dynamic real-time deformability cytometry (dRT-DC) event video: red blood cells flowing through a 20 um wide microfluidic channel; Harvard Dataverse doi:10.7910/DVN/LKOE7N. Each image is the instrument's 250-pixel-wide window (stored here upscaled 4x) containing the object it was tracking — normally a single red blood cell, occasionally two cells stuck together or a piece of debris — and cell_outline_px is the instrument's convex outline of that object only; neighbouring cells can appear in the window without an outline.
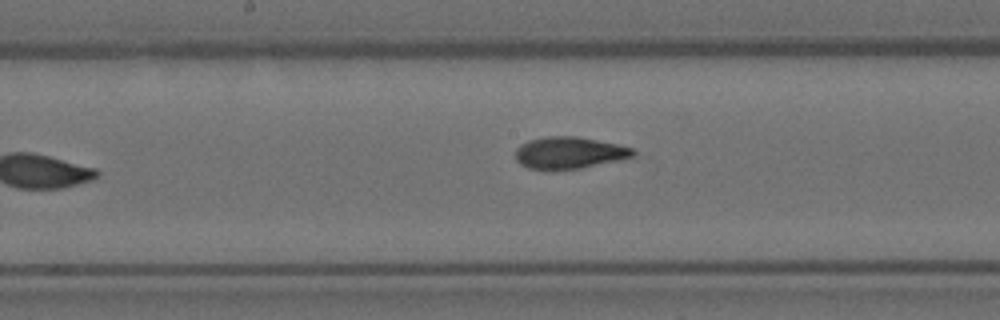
{"species": "Egyptian fruit bat (a non-hibernating species)", "species_latin": "Rousettus aegyptiacus", "temperature_condition": "room temperature", "stored_images_in_passage": 10, "camera_frame_rate_fps": 3000, "um_per_image_px": 0.085, "animal": {"sex": "female"}, "frame": {"image": 1, "passage_image": 9, "time_ms": 2.667, "image_size_px": [1000, 320], "cell_outline_px": [[636, 156], [620, 160], [580, 168], [552, 172], [548, 172], [528, 168], [520, 164], [516, 160], [516, 148], [520, 144], [528, 140], [548, 136], [576, 136], [616, 144], [632, 148], [636, 152]], "centroid_in_image_um": [48.34, 13.02], "position_along_channel_um": 199.9, "area_um2": 22.31}}
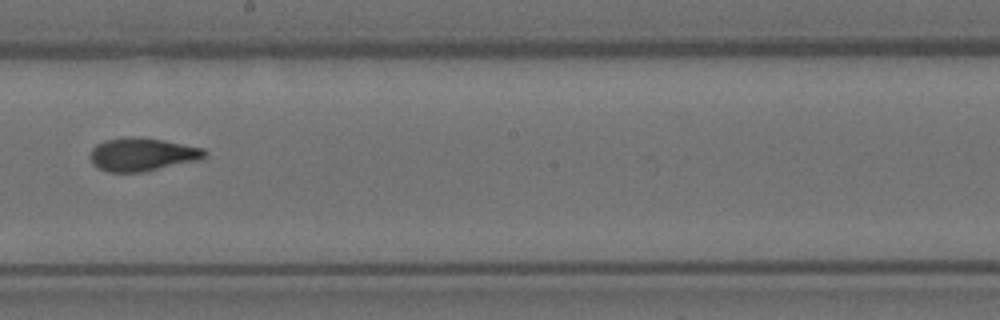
{"frame": {"image": 2, "passage_image": 10, "time_ms": 3.0, "image_size_px": [1000, 320], "cell_outline_px": [[208, 156], [200, 160], [140, 172], [108, 172], [100, 168], [92, 160], [92, 148], [96, 144], [104, 140], [128, 136], [140, 136], [204, 148], [208, 152]], "centroid_in_image_um": [12.14, 13.11], "position_along_channel_um": 236.1, "area_um2": 22.02}}